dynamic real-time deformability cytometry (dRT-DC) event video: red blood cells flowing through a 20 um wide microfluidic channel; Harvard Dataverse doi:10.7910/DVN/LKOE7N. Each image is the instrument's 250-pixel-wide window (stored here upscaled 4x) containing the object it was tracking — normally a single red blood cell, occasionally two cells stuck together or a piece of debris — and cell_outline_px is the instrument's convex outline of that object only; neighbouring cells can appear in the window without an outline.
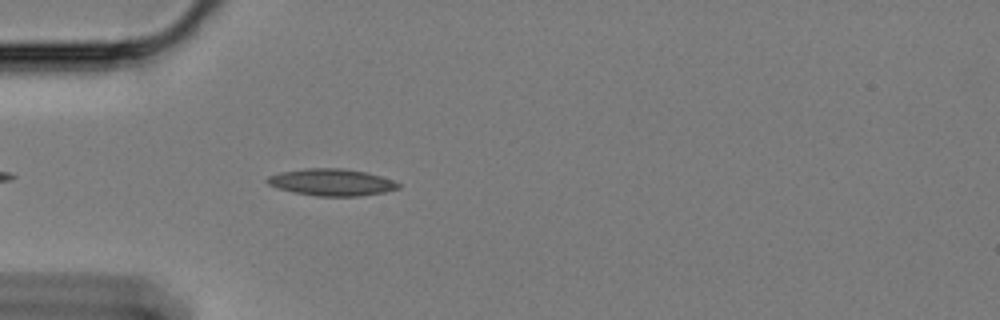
{"species": "Egyptian fruit bat (a non-hibernating species)", "species_latin": "Rousettus aegyptiacus", "temperature_condition": "cold", "stored_images_in_passage": 20, "camera_frame_rate_fps": 3000, "um_per_image_px": 0.085, "animal": {"sex": "female"}, "frame": {"image": 1, "passage_image": 5, "time_ms": 1.333, "image_size_px": [1000, 320], "cell_outline_px": [[400, 188], [384, 192], [360, 196], [316, 196], [292, 192], [268, 184], [264, 180], [268, 176], [280, 172], [308, 168], [340, 168], [364, 172], [380, 176], [392, 180], [400, 184]], "centroid_in_image_um": [28.16, 15.5], "position_along_channel_um": 56.8, "area_um2": 20.4}}
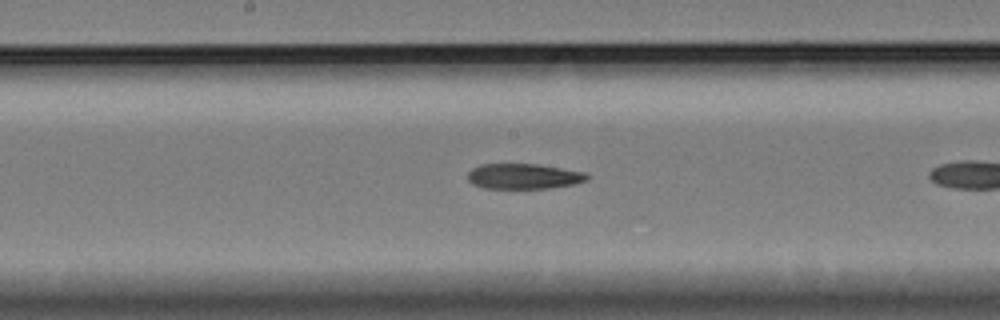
{"frame": {"image": 2, "passage_image": 15, "time_ms": 4.667, "image_size_px": [1000, 320], "cell_outline_px": [[588, 180], [572, 184], [548, 188], [484, 188], [472, 184], [468, 180], [468, 172], [472, 168], [480, 164], [540, 164], [584, 172], [588, 176]], "centroid_in_image_um": [44.48, 14.98], "position_along_channel_um": 203.7, "area_um2": 17.57}}
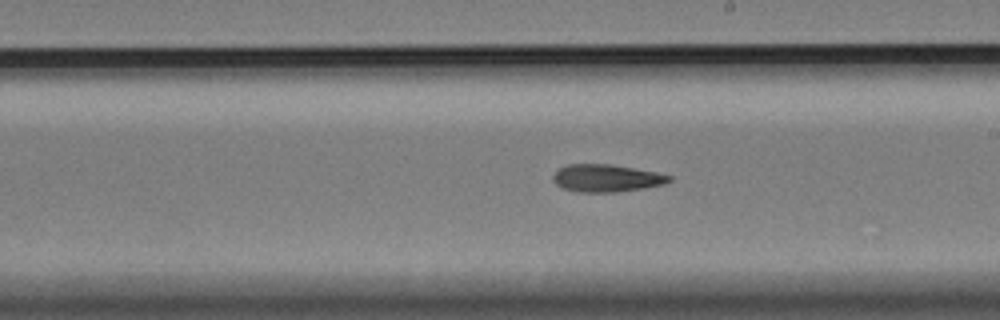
{"frame": {"image": 3, "passage_image": 18, "time_ms": 5.667, "image_size_px": [1000, 320], "cell_outline_px": [[672, 180], [664, 184], [644, 188], [616, 192], [576, 192], [564, 188], [556, 184], [552, 180], [552, 176], [560, 168], [568, 164], [608, 164], [656, 172], [672, 176]], "centroid_in_image_um": [51.54, 15.15], "position_along_channel_um": 237.5, "area_um2": 18.5}}